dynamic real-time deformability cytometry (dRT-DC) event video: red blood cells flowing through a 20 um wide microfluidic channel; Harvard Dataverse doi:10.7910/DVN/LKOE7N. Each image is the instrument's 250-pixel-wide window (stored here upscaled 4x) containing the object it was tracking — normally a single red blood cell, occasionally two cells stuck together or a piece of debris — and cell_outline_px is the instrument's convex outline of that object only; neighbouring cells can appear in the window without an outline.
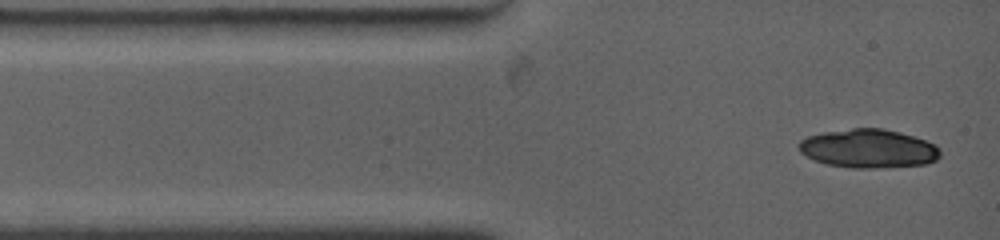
{"species": "common noctule bat (a hibernating species)", "species_latin": "Nyctalus noctula", "temperature_condition": "warm", "stored_images_in_passage": 3, "camera_frame_rate_fps": 4500, "um_per_image_px": 0.085, "animal": {"sex": "female", "body_mass_g": 19.0, "forearm_length_mm": 53.3}, "frame": {"image": 1, "passage_image": 1, "time_ms": 0.0, "image_size_px": [1000, 240], "cell_outline_px": [[940, 156], [936, 160], [928, 164], [872, 168], [852, 168], [828, 164], [816, 160], [800, 152], [800, 140], [808, 136], [824, 132], [852, 128], [884, 128], [900, 132], [936, 144], [940, 152]], "centroid_in_image_um": [73.85, 12.62], "position_along_channel_um": 11.1, "area_um2": 31.67}}